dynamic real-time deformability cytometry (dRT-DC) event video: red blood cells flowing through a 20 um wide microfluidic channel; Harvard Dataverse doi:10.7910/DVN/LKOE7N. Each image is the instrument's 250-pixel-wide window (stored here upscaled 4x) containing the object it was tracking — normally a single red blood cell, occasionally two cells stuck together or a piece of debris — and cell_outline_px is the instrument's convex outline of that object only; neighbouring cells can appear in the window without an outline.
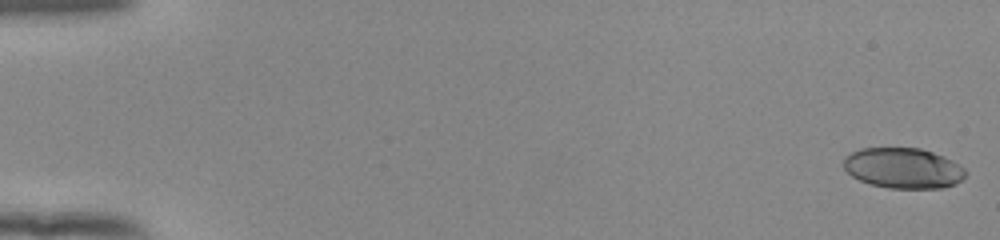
{"species": "human", "species_latin": "Homo sapiens", "temperature_condition": "room temperature", "stored_images_in_passage": 33, "camera_frame_rate_fps": 3000, "um_per_image_px": 0.085, "donor": {"sex": "female"}, "frame": {"image": 1, "passage_image": 1, "time_ms": 0.0, "image_size_px": [1000, 240], "cell_outline_px": [[968, 172], [956, 184], [944, 188], [888, 188], [868, 184], [852, 176], [844, 168], [844, 156], [860, 148], [920, 148], [932, 152], [952, 160], [964, 168]], "centroid_in_image_um": [76.77, 14.29], "position_along_channel_um": 8.2, "area_um2": 28.84}}
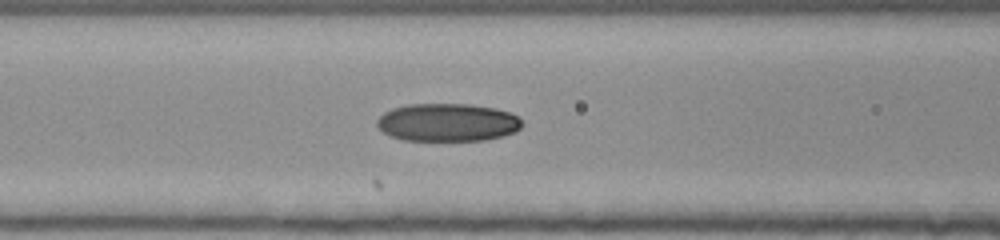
{"frame": {"image": 2, "passage_image": 24, "time_ms": 7.667, "image_size_px": [1000, 240], "cell_outline_px": [[524, 124], [516, 132], [484, 140], [404, 140], [392, 136], [384, 132], [376, 124], [376, 120], [384, 112], [392, 108], [408, 104], [468, 104], [496, 108], [508, 112], [516, 116]], "centroid_in_image_um": [38.04, 10.4], "position_along_channel_um": 128.6, "area_um2": 31.96}}
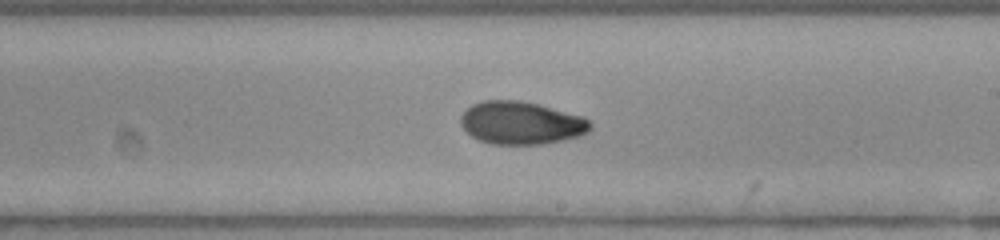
{"frame": {"image": 3, "passage_image": 33, "time_ms": 10.667, "image_size_px": [1000, 240], "cell_outline_px": [[592, 128], [588, 132], [580, 136], [564, 140], [544, 144], [492, 144], [480, 140], [472, 136], [460, 124], [460, 116], [472, 104], [484, 100], [520, 100], [584, 116], [592, 124]], "centroid_in_image_um": [44.32, 10.45], "position_along_channel_um": 244.7, "area_um2": 32.37}}